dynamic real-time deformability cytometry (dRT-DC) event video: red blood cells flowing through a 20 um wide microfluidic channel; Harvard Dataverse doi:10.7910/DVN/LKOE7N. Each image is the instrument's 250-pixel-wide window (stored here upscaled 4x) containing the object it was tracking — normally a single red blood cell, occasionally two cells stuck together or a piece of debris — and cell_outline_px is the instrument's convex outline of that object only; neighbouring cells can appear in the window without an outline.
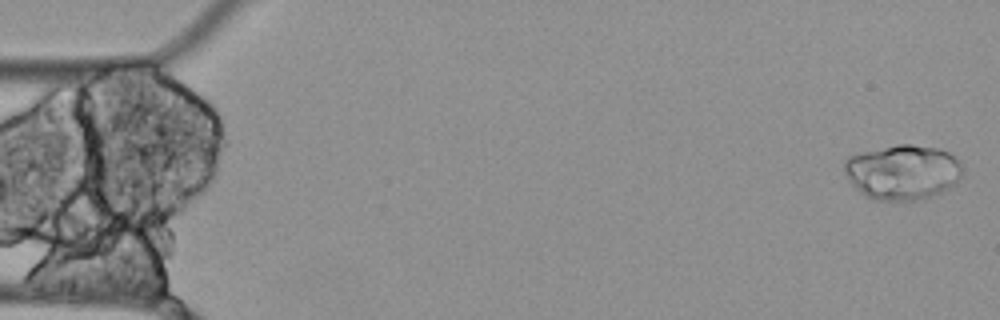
{"species": "Egyptian fruit bat (a non-hibernating species)", "species_latin": "Rousettus aegyptiacus", "temperature_condition": "cold", "stored_images_in_passage": 5, "camera_frame_rate_fps": 3000, "um_per_image_px": 0.085, "animal": {"sex": "female"}, "frame": {"image": 1, "passage_image": 1, "time_ms": 0.0, "image_size_px": [1000, 320], "cell_outline_px": [[964, 168], [956, 184], [924, 200], [872, 200], [864, 196], [848, 180], [844, 172], [844, 160], [848, 156], [896, 144], [912, 144], [936, 148], [948, 152]], "centroid_in_image_um": [76.7, 14.64], "position_along_channel_um": 8.3, "area_um2": 37.92}}
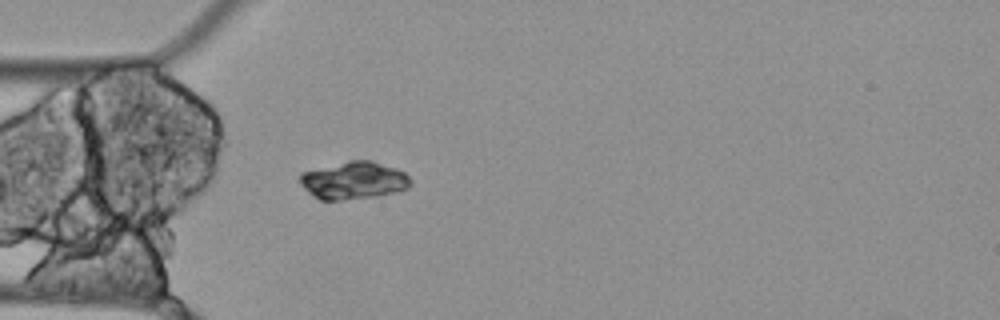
{"frame": {"image": 2, "passage_image": 5, "time_ms": 1.333, "image_size_px": [1000, 320], "cell_outline_px": [[412, 184], [408, 188], [396, 192], [376, 196], [344, 200], [320, 200], [312, 196], [300, 184], [300, 172], [348, 160], [372, 160], [396, 168], [404, 172], [412, 180]], "centroid_in_image_um": [30.06, 15.33], "position_along_channel_um": 54.9, "area_um2": 24.51}}